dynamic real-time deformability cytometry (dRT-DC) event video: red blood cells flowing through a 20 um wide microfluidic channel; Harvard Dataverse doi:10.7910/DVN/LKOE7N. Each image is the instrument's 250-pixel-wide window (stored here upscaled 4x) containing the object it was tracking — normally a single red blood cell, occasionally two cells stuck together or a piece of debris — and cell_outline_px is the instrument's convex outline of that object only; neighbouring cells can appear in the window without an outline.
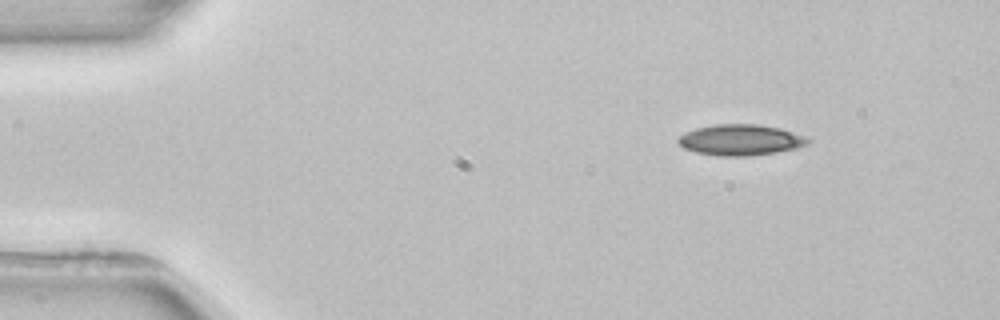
{"species": "common noctule bat (a hibernating species)", "species_latin": "Nyctalus noctula", "temperature_condition": "room temperature", "stored_images_in_passage": 3, "camera_frame_rate_fps": 3000, "um_per_image_px": 0.085, "animal": {"sex": "female", "body_mass_g": 22.7, "forearm_length_mm": 54.2}, "frame": {"image": 1, "passage_image": 1, "time_ms": 0.0, "image_size_px": [1000, 320], "cell_outline_px": [[812, 140], [808, 144], [796, 148], [776, 152], [748, 156], [720, 156], [696, 152], [684, 148], [676, 140], [680, 136], [696, 128], [712, 124], [756, 124], [780, 128], [804, 136]], "centroid_in_image_um": [62.95, 11.89], "position_along_channel_um": 22.0, "area_um2": 23.24}}
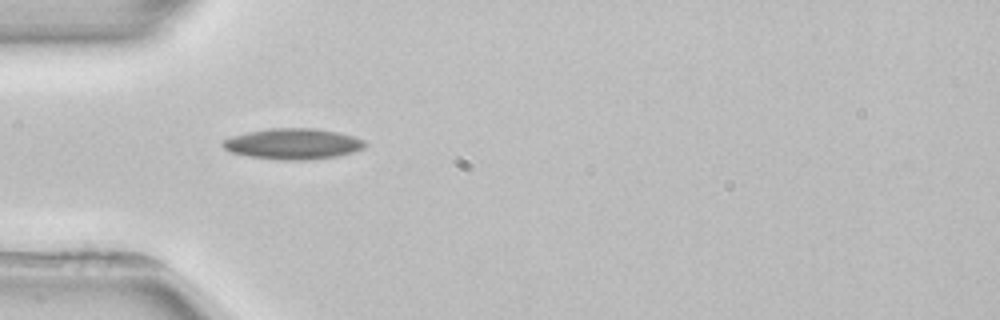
{"frame": {"image": 2, "passage_image": 3, "time_ms": 3.0, "image_size_px": [1000, 320], "cell_outline_px": [[368, 144], [364, 148], [352, 152], [336, 156], [304, 160], [280, 160], [248, 156], [232, 152], [224, 148], [220, 144], [224, 140], [232, 136], [248, 132], [268, 128], [316, 128], [340, 132], [364, 140]], "centroid_in_image_um": [24.92, 12.22], "position_along_channel_um": 60.1, "area_um2": 25.55}}